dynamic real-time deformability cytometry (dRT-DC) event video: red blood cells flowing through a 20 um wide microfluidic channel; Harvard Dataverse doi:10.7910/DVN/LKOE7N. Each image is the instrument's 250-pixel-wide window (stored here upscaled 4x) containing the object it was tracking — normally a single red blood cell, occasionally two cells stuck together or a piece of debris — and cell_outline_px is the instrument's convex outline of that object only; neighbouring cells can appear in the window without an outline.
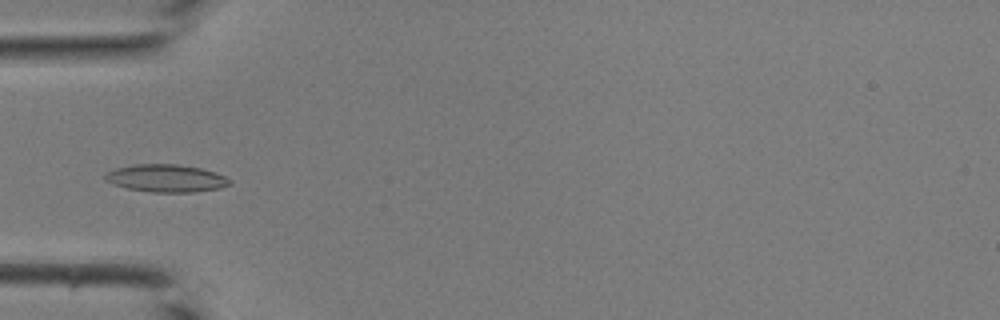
{"species": "common noctule bat (a hibernating species)", "species_latin": "Nyctalus noctula", "temperature_condition": "room temperature", "stored_images_in_passage": 42, "camera_frame_rate_fps": 3000, "um_per_image_px": 0.085, "animal": {"sex": "male", "body_mass_g": 19.0, "forearm_length_mm": 50.8}, "frame": {"image": 1, "passage_image": 14, "time_ms": 4.333, "image_size_px": [1000, 320], "cell_outline_px": [[232, 184], [220, 188], [196, 192], [152, 192], [128, 188], [112, 184], [104, 180], [104, 176], [108, 172], [116, 168], [132, 164], [176, 164], [200, 168], [224, 176], [232, 180]], "centroid_in_image_um": [14.12, 15.15], "position_along_channel_um": 70.9, "area_um2": 20.0}}
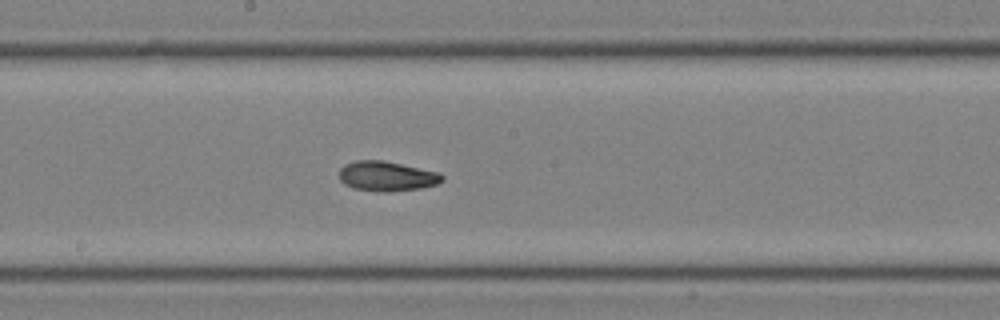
{"frame": {"image": 2, "passage_image": 23, "time_ms": 7.333, "image_size_px": [1000, 320], "cell_outline_px": [[444, 180], [436, 184], [420, 188], [384, 192], [356, 188], [344, 184], [340, 180], [340, 168], [344, 164], [356, 160], [384, 160], [440, 172], [444, 176]], "centroid_in_image_um": [32.89, 14.95], "position_along_channel_um": 215.3, "area_um2": 17.86}}
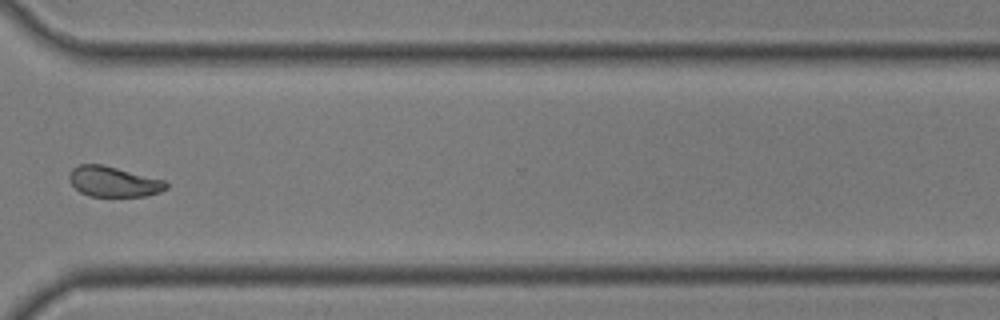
{"frame": {"image": 3, "passage_image": 32, "time_ms": 10.333, "image_size_px": [1000, 320], "cell_outline_px": [[168, 188], [160, 192], [144, 196], [88, 196], [80, 192], [68, 180], [68, 176], [72, 168], [80, 164], [100, 164], [164, 180], [168, 184]], "centroid_in_image_um": [9.62, 15.44], "position_along_channel_um": 361.0, "area_um2": 16.99}}